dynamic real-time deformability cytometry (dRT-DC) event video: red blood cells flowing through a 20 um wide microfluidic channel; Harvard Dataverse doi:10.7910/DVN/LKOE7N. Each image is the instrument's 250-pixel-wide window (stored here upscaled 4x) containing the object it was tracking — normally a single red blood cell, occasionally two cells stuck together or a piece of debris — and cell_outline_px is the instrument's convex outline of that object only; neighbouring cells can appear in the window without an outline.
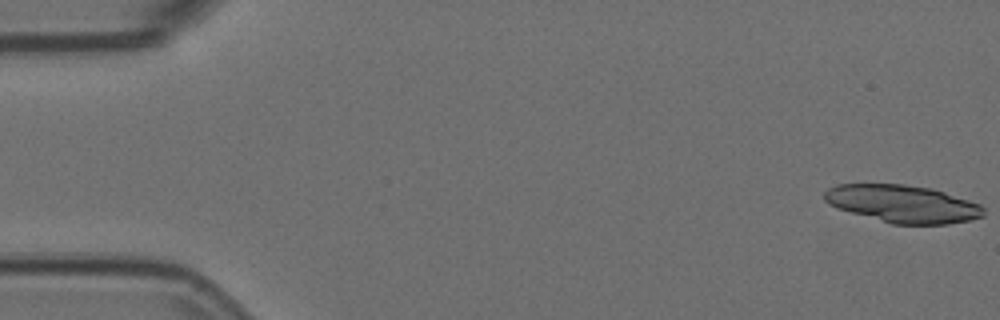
{"species": "Egyptian fruit bat (a non-hibernating species)", "species_latin": "Rousettus aegyptiacus", "temperature_condition": "room temperature", "stored_images_in_passage": 4, "camera_frame_rate_fps": 3000, "um_per_image_px": 0.085, "animal": {"sex": "female"}, "frame": {"image": 1, "passage_image": 1, "time_ms": 0.0, "image_size_px": [1000, 320], "cell_outline_px": [[984, 216], [972, 220], [948, 224], [892, 224], [836, 208], [828, 204], [824, 200], [824, 192], [828, 188], [836, 184], [904, 184], [932, 188], [980, 204], [984, 208]], "centroid_in_image_um": [76.72, 17.32], "position_along_channel_um": 8.3, "area_um2": 34.97}}